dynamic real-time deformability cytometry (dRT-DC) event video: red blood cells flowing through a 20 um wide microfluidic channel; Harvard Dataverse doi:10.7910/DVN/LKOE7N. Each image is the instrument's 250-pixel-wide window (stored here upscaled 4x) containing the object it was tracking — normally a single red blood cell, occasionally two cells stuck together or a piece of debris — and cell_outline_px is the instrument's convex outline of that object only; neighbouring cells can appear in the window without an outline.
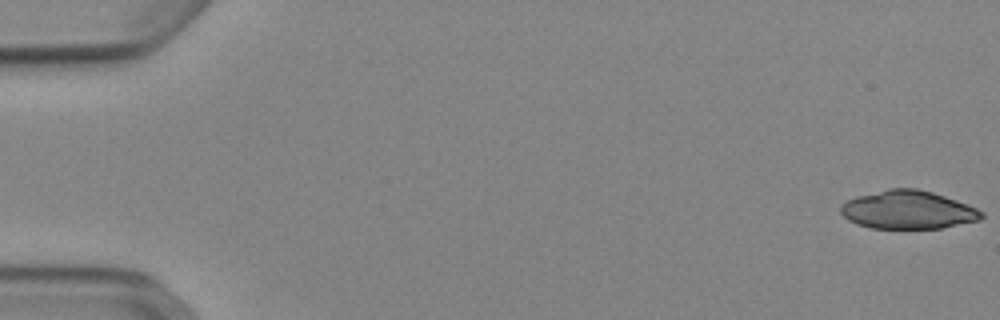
{"species": "Egyptian fruit bat (a non-hibernating species)", "species_latin": "Rousettus aegyptiacus", "temperature_condition": "cold", "stored_images_in_passage": 52, "camera_frame_rate_fps": 3000, "um_per_image_px": 0.085, "animal": {"sex": "female"}, "frame": {"image": 1, "passage_image": 1, "time_ms": 0.0, "image_size_px": [1000, 320], "cell_outline_px": [[984, 216], [980, 220], [940, 228], [872, 228], [856, 224], [848, 220], [840, 212], [840, 204], [856, 196], [888, 188], [916, 188], [932, 192], [968, 204], [984, 212]], "centroid_in_image_um": [77.16, 17.83], "position_along_channel_um": 7.8, "area_um2": 31.44}}